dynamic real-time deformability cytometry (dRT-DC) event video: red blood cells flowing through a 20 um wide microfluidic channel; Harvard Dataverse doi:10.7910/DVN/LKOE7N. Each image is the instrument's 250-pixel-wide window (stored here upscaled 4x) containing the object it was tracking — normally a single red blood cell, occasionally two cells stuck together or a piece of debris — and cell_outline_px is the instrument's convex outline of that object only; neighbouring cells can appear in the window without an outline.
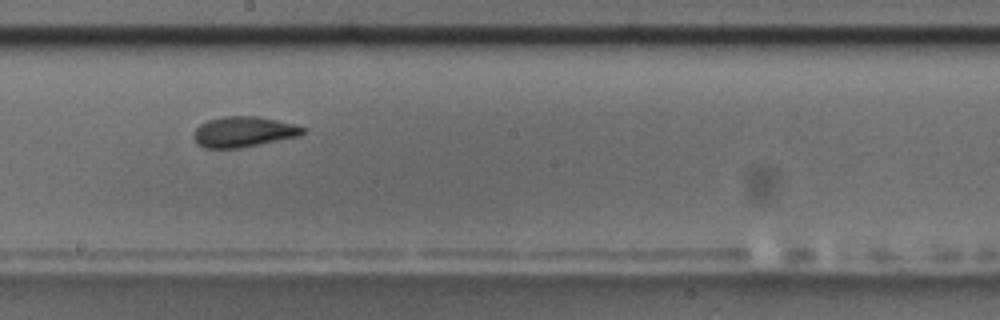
{"species": "common noctule bat (a hibernating species)", "species_latin": "Nyctalus noctula", "temperature_condition": "room temperature", "stored_images_in_passage": 10, "camera_frame_rate_fps": 3000, "um_per_image_px": 0.085, "animal": {"sex": "male", "body_mass_g": 17.5, "forearm_length_mm": 52.3}, "frame": {"image": 1, "passage_image": 9, "time_ms": 9.333, "image_size_px": [1000, 320], "cell_outline_px": [[308, 128], [300, 136], [240, 148], [204, 148], [196, 144], [192, 136], [196, 128], [200, 124], [208, 120], [224, 116], [260, 116]], "centroid_in_image_um": [20.68, 11.21], "position_along_channel_um": 227.5, "area_um2": 19.54}}
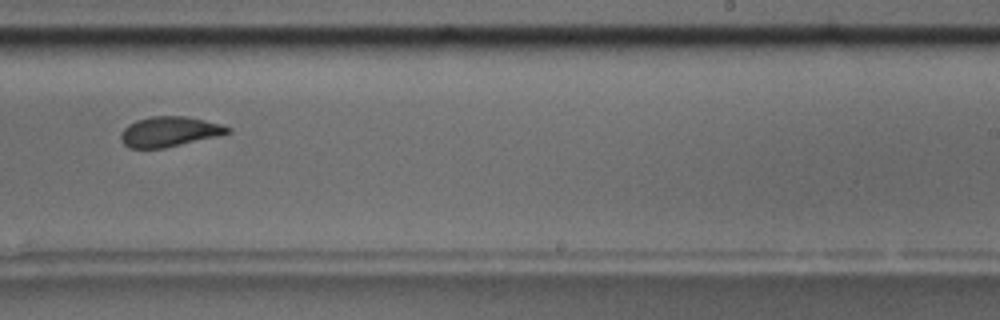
{"frame": {"image": 2, "passage_image": 10, "time_ms": 10.667, "image_size_px": [1000, 320], "cell_outline_px": [[232, 132], [220, 136], [164, 148], [128, 148], [120, 140], [120, 132], [128, 124], [136, 120], [152, 116], [188, 116], [220, 124], [232, 128]], "centroid_in_image_um": [14.4, 11.19], "position_along_channel_um": 274.6, "area_um2": 18.96}}